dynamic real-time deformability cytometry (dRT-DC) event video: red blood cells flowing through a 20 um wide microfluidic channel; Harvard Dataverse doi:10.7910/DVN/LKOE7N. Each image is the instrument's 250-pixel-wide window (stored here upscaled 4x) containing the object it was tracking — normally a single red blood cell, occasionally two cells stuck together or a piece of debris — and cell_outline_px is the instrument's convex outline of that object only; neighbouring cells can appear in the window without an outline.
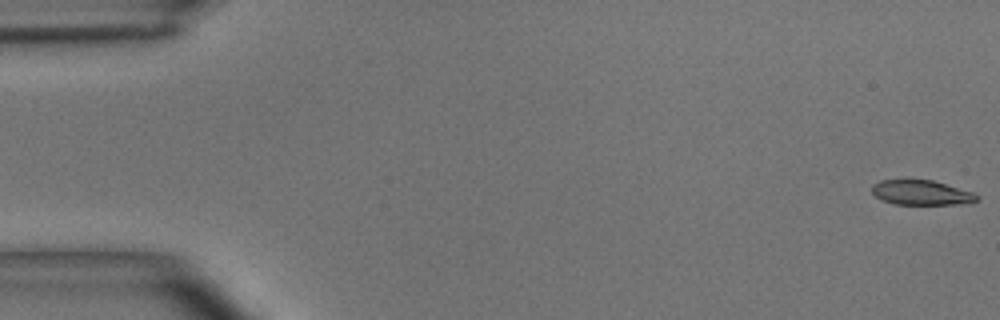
{"species": "common noctule bat (a hibernating species)", "species_latin": "Nyctalus noctula", "temperature_condition": "room temperature", "stored_images_in_passage": 42, "camera_frame_rate_fps": 3000, "um_per_image_px": 0.085, "animal": {"sex": "male", "body_mass_g": 15.6}, "frame": {"image": 1, "passage_image": 1, "time_ms": 0.0, "image_size_px": [1000, 320], "cell_outline_px": [[980, 200], [960, 204], [892, 204], [880, 200], [872, 192], [872, 184], [880, 180], [904, 176], [908, 176], [932, 180], [972, 192], [980, 196]], "centroid_in_image_um": [78.23, 16.32], "position_along_channel_um": 6.8, "area_um2": 15.95}}
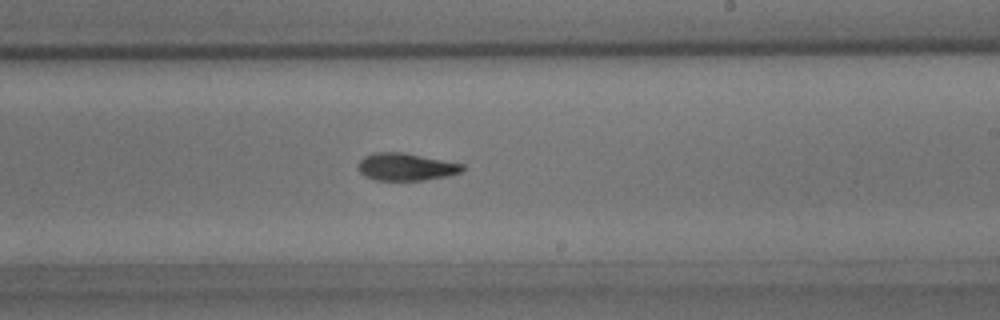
{"frame": {"image": 2, "passage_image": 30, "time_ms": 9.667, "image_size_px": [1000, 320], "cell_outline_px": [[464, 168], [460, 172], [448, 176], [424, 180], [376, 180], [364, 176], [360, 172], [360, 160], [364, 156], [372, 152], [404, 152], [464, 164]], "centroid_in_image_um": [34.51, 14.17], "position_along_channel_um": 254.5, "area_um2": 16.65}}
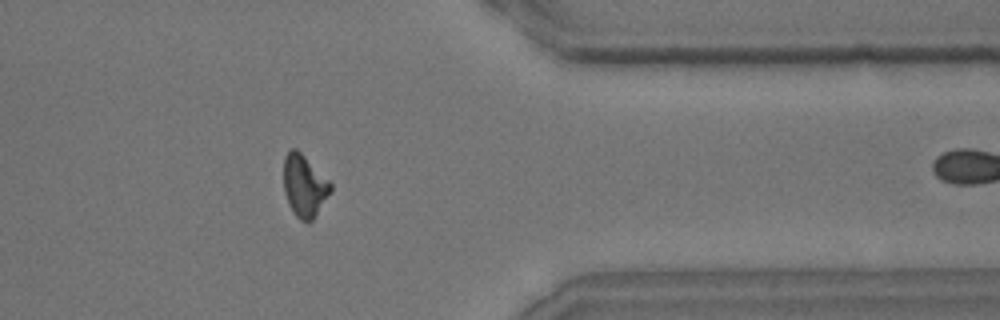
{"frame": {"image": 3, "passage_image": 41, "time_ms": 13.333, "image_size_px": [1000, 320], "cell_outline_px": [[332, 192], [312, 220], [308, 224], [300, 220], [292, 212], [288, 204], [284, 192], [284, 156], [288, 148], [296, 148], [332, 184]], "centroid_in_image_um": [25.86, 15.81], "position_along_channel_um": 385.5, "area_um2": 17.11}}